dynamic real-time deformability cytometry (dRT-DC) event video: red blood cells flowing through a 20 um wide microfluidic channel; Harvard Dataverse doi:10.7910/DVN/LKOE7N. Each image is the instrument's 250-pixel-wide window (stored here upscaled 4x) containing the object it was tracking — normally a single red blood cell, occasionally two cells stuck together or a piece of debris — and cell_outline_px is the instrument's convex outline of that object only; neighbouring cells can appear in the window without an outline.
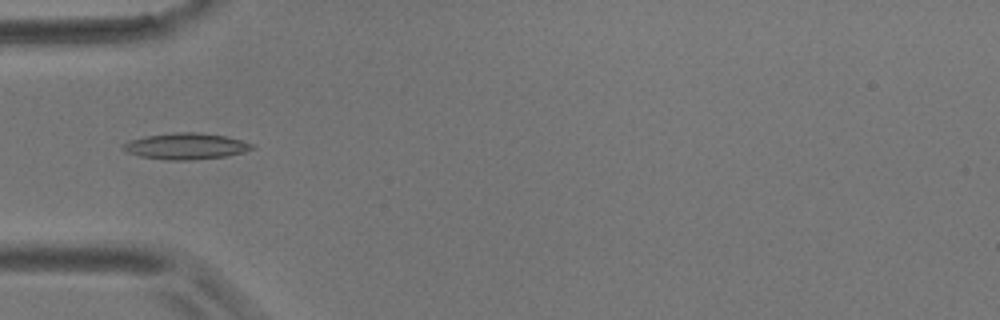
{"species": "common noctule bat (a hibernating species)", "species_latin": "Nyctalus noctula", "temperature_condition": "room temperature", "stored_images_in_passage": 3, "camera_frame_rate_fps": 3000, "um_per_image_px": 0.085, "animal": {"sex": "male", "body_mass_g": 17.9}, "frame": {"image": 1, "passage_image": 3, "time_ms": 2.333, "image_size_px": [1000, 320], "cell_outline_px": [[256, 148], [244, 152], [224, 156], [192, 160], [168, 160], [140, 156], [128, 152], [120, 148], [124, 144], [132, 140], [148, 136], [176, 132], [196, 132], [228, 136], [252, 144]], "centroid_in_image_um": [15.84, 12.43], "position_along_channel_um": 69.2, "area_um2": 19.48}}